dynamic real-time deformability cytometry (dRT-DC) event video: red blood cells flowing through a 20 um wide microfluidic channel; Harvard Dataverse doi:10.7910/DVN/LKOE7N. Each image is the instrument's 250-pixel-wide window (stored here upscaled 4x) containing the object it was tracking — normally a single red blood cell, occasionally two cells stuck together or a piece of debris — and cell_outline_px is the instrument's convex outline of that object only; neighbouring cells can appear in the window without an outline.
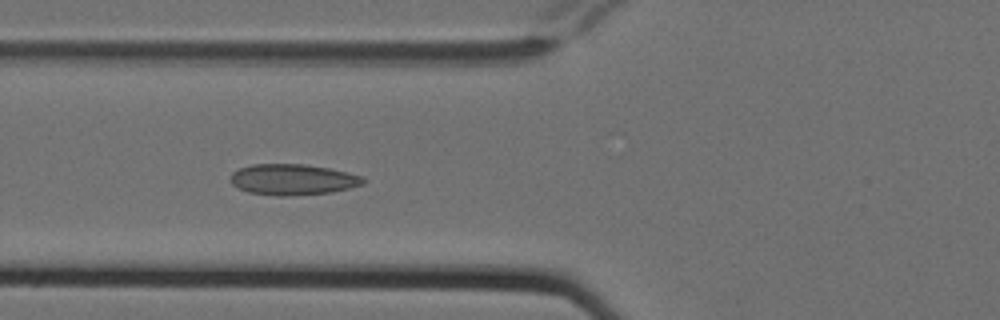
{"species": "Egyptian fruit bat (a non-hibernating species)", "species_latin": "Rousettus aegyptiacus", "temperature_condition": "cold", "stored_images_in_passage": 15, "camera_frame_rate_fps": 3000, "um_per_image_px": 0.085, "animal": {"sex": "female"}, "frame": {"image": 1, "passage_image": 6, "time_ms": 1.667, "image_size_px": [1000, 320], "cell_outline_px": [[368, 180], [364, 184], [332, 192], [288, 196], [276, 196], [248, 192], [232, 184], [228, 180], [232, 172], [240, 168], [252, 164], [304, 164], [328, 168], [360, 176]], "centroid_in_image_um": [24.85, 15.26], "position_along_channel_um": 101.0, "area_um2": 23.87}}
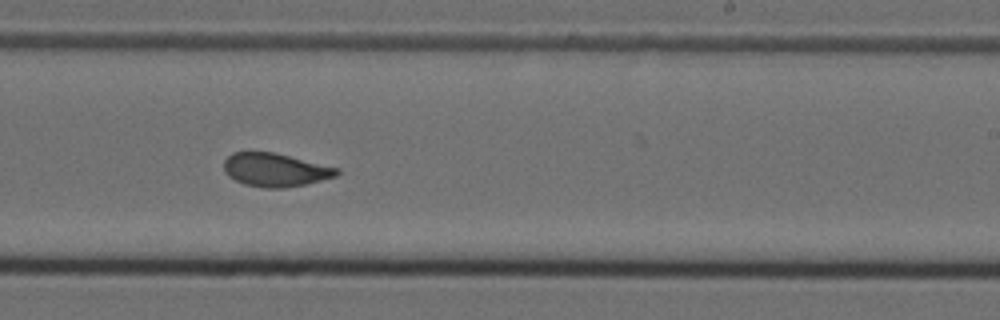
{"frame": {"image": 2, "passage_image": 10, "time_ms": 3.0, "image_size_px": [1000, 320], "cell_outline_px": [[340, 172], [336, 176], [304, 184], [284, 188], [264, 188], [244, 184], [228, 176], [224, 172], [224, 160], [232, 152], [272, 152], [340, 168]], "centroid_in_image_um": [23.38, 14.44], "position_along_channel_um": 265.6, "area_um2": 21.85}}
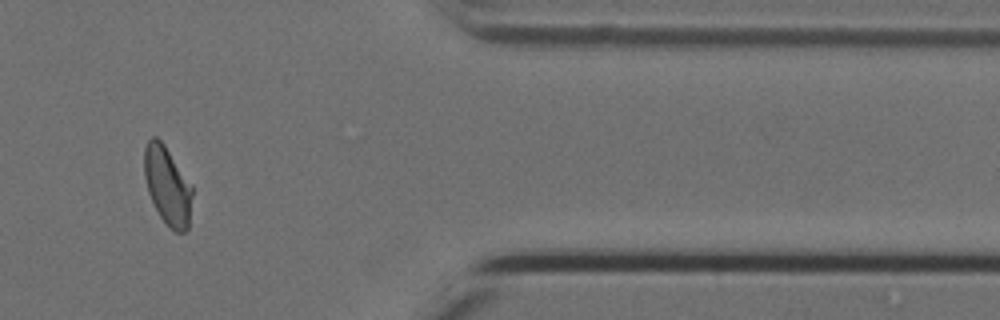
{"frame": {"image": 3, "passage_image": 13, "time_ms": 4.0, "image_size_px": [1000, 320], "cell_outline_px": [[192, 196], [188, 228], [184, 232], [176, 232], [160, 216], [148, 192], [144, 176], [144, 148], [148, 140], [152, 136], [156, 136], [164, 144], [192, 184]], "centroid_in_image_um": [14.23, 15.74], "position_along_channel_um": 397.2, "area_um2": 21.73}}